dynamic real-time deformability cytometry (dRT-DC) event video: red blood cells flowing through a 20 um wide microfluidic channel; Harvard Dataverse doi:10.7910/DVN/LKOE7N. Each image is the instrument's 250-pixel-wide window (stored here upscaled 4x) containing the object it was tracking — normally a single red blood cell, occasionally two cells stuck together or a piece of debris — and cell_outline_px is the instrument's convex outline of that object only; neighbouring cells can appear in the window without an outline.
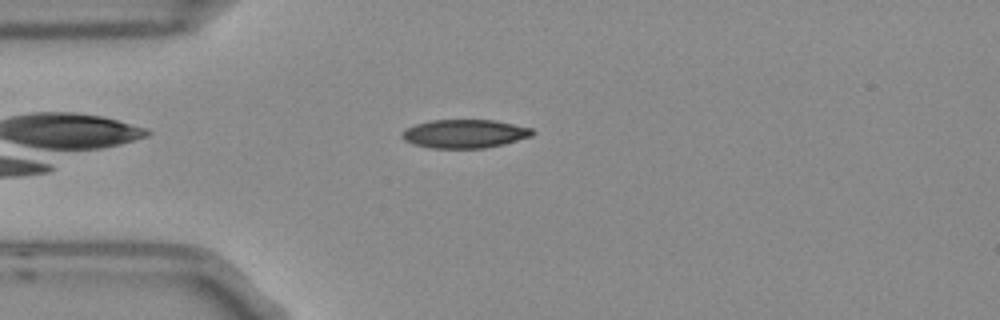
{"species": "Egyptian fruit bat (a non-hibernating species)", "species_latin": "Rousettus aegyptiacus", "temperature_condition": "room temperature", "stored_images_in_passage": 1, "camera_frame_rate_fps": 3000, "um_per_image_px": 0.085, "frame": {"image": 1, "passage_image": 1, "time_ms": 0.0, "image_size_px": [1000, 320], "cell_outline_px": [[536, 132], [532, 136], [504, 144], [484, 148], [432, 148], [416, 144], [404, 140], [400, 136], [408, 128], [416, 124], [432, 120], [492, 120], [532, 128]], "centroid_in_image_um": [39.53, 11.37], "position_along_channel_um": 45.5, "area_um2": 21.44}}